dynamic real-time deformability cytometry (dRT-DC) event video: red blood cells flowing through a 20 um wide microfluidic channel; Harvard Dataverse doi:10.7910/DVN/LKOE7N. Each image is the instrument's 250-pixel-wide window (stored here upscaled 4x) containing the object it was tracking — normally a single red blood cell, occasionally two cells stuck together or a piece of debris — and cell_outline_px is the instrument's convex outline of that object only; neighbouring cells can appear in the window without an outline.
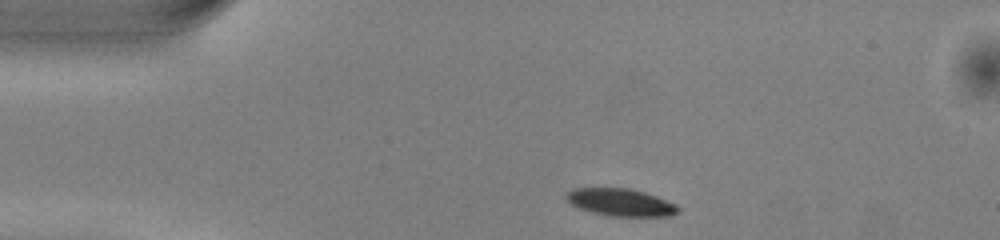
{"species": "common noctule bat (a hibernating species)", "species_latin": "Nyctalus noctula", "temperature_condition": "warm", "stored_images_in_passage": 42, "camera_frame_rate_fps": 3000, "um_per_image_px": 0.085, "animal": {"sex": "male", "body_mass_g": 13.0, "forearm_length_mm": 53.1}, "frame": {"image": 1, "passage_image": 1, "time_ms": 0.0, "image_size_px": [1000, 240], "cell_outline_px": [[680, 212], [668, 216], [608, 216], [592, 212], [580, 208], [572, 204], [564, 196], [572, 188], [632, 188], [656, 196], [676, 204], [680, 208]], "centroid_in_image_um": [52.77, 17.19], "position_along_channel_um": 32.2, "area_um2": 17.86}}
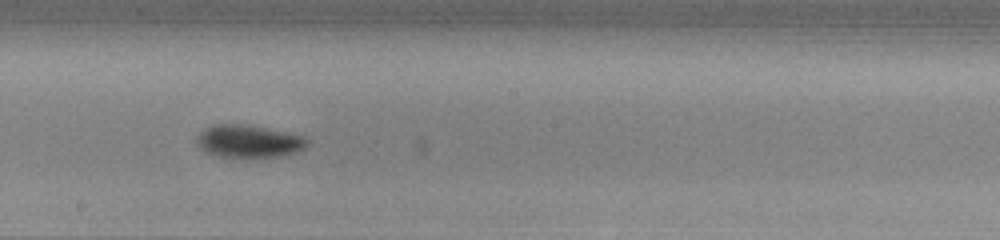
{"frame": {"image": 2, "passage_image": 19, "time_ms": 6.0, "image_size_px": [1000, 240], "cell_outline_px": [[308, 144], [304, 148], [296, 152], [284, 156], [216, 156], [200, 148], [196, 144], [196, 136], [204, 128], [216, 124], [236, 124], [264, 128], [304, 136], [308, 140]], "centroid_in_image_um": [21.11, 12.0], "position_along_channel_um": 227.1, "area_um2": 20.58}}
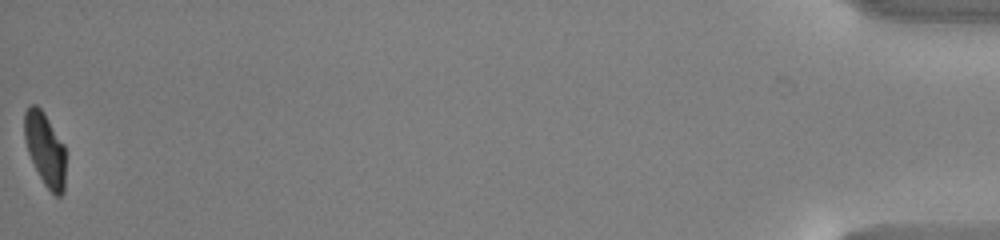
{"frame": {"image": 3, "passage_image": 42, "time_ms": 13.667, "image_size_px": [1000, 240], "cell_outline_px": [[64, 192], [60, 196], [56, 196], [44, 184], [28, 152], [24, 136], [24, 112], [32, 104], [36, 104], [44, 112], [64, 144]], "centroid_in_image_um": [3.82, 12.65], "position_along_channel_um": 431.4, "area_um2": 17.34}, "authors_computed_cell_mechanics": {"area_um2": 20.0566, "velocity_mm_per_s": 4.0263, "shape_relaxation_time_tau1_ms": 1.9848, "shape_relaxation_time_tau2_ms": 4.0558, "deformation_change_tau1": 0.1446, "deformation_change_tau2": 0.0696}}